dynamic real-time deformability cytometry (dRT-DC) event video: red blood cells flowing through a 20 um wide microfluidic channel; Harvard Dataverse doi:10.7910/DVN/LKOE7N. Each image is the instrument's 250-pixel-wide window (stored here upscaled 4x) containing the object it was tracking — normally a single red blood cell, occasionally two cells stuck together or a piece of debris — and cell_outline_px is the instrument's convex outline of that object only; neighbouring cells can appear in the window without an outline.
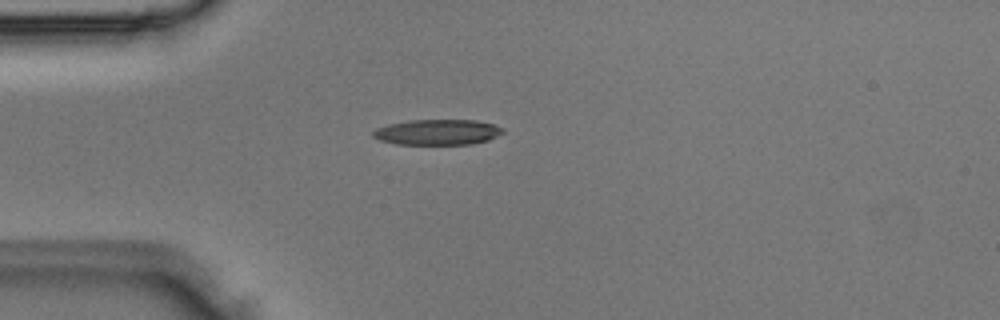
{"species": "Egyptian fruit bat (a non-hibernating species)", "species_latin": "Rousettus aegyptiacus", "temperature_condition": "room temperature", "stored_images_in_passage": 5, "camera_frame_rate_fps": 3000, "um_per_image_px": 0.085, "animal": {"sex": "male"}, "frame": {"image": 1, "passage_image": 4, "time_ms": 1.0, "image_size_px": [1000, 320], "cell_outline_px": [[504, 132], [488, 140], [472, 144], [396, 144], [380, 140], [372, 136], [372, 132], [376, 128], [388, 124], [408, 120], [476, 120], [492, 124], [504, 128]], "centroid_in_image_um": [37.17, 11.23], "position_along_channel_um": 47.8, "area_um2": 19.31}}